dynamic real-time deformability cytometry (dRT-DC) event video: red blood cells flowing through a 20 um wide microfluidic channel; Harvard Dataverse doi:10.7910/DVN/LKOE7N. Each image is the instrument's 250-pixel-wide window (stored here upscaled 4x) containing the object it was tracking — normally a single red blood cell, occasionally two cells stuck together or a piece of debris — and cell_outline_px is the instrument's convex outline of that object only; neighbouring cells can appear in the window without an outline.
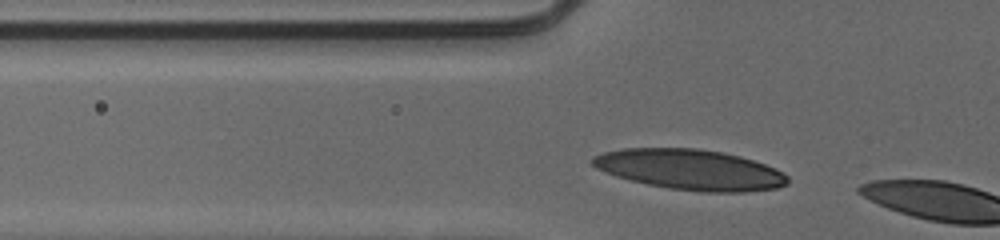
{"species": "human", "species_latin": "Homo sapiens", "temperature_condition": "cold", "stored_images_in_passage": 4, "camera_frame_rate_fps": 3000, "um_per_image_px": 0.085, "donor": {"sex": "male"}, "frame": {"image": 1, "passage_image": 2, "time_ms": 0.333, "image_size_px": [1000, 240], "cell_outline_px": [[788, 184], [776, 188], [744, 192], [704, 192], [668, 188], [648, 184], [616, 176], [596, 168], [588, 160], [592, 156], [604, 152], [624, 148], [696, 148], [724, 152], [740, 156], [776, 168], [784, 172], [788, 176]], "centroid_in_image_um": [58.67, 14.41], "position_along_channel_um": 67.1, "area_um2": 46.07}}